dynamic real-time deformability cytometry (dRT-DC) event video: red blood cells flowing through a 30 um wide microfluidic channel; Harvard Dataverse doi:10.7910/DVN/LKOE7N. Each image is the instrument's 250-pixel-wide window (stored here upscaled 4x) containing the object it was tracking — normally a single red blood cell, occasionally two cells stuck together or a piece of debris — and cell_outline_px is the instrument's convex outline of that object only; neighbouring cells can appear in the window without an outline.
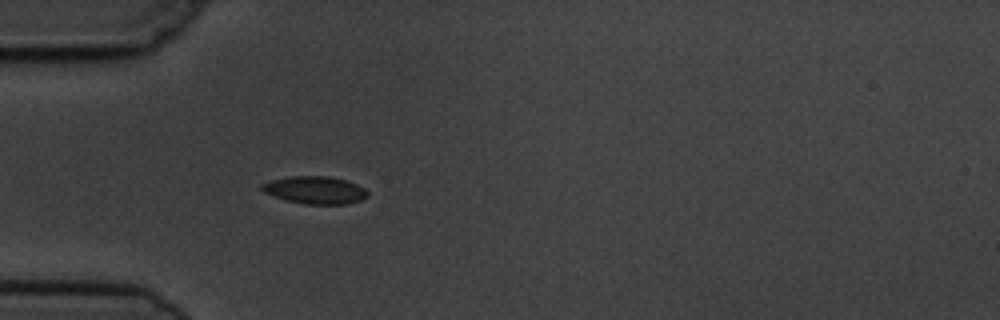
{"species": "common noctule bat (a hibernating species)", "species_latin": "Nyctalus noctula", "temperature_condition": "cold", "stored_images_in_passage": 5, "camera_frame_rate_fps": 3000, "um_per_image_px": 0.085, "animal": {"sex": "male", "body_mass_g": 19.5, "forearm_length_mm": 54.6}, "frame": {"image": 1, "passage_image": 5, "time_ms": 4.333, "image_size_px": [1000, 320], "cell_outline_px": [[368, 196], [360, 200], [348, 204], [304, 204], [284, 200], [272, 196], [264, 192], [260, 188], [260, 184], [272, 180], [288, 176], [328, 176], [344, 180], [356, 184], [364, 188], [368, 192]], "centroid_in_image_um": [26.74, 16.16], "position_along_channel_um": 58.3, "area_um2": 17.05}}